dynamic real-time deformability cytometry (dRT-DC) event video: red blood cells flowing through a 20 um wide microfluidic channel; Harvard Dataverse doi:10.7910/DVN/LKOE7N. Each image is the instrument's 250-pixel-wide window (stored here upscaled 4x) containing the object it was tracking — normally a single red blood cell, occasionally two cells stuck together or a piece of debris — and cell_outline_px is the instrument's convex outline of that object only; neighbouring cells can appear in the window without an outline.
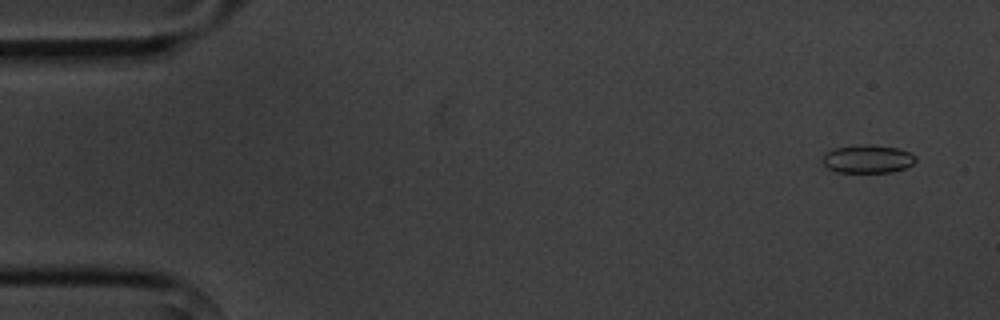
{"species": "common noctule bat (a hibernating species)", "species_latin": "Nyctalus noctula", "temperature_condition": "cold", "stored_images_in_passage": 7, "camera_frame_rate_fps": 3000, "um_per_image_px": 0.085, "animal": {"sex": "male", "body_mass_g": 20.1, "forearm_length_mm": 53.5}, "frame": {"image": 1, "passage_image": 1, "time_ms": 0.0, "image_size_px": [1000, 320], "cell_outline_px": [[916, 160], [912, 164], [904, 168], [892, 172], [836, 172], [828, 168], [820, 160], [824, 152], [832, 148], [864, 144], [872, 144], [896, 148], [908, 152], [916, 156]], "centroid_in_image_um": [73.69, 13.5], "position_along_channel_um": 11.3, "area_um2": 15.43}}
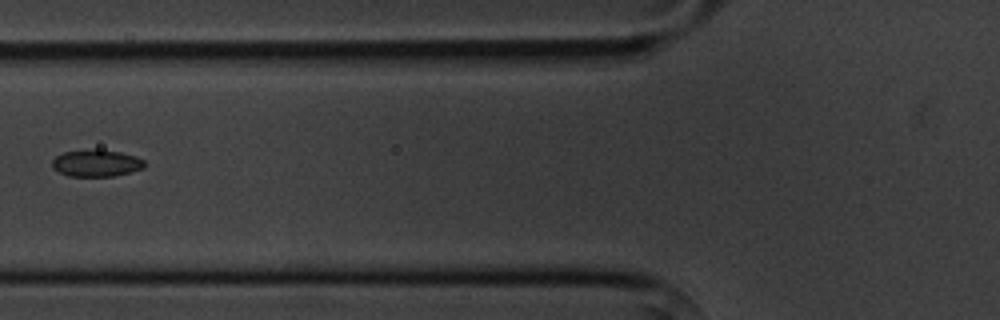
{"frame": {"image": 2, "passage_image": 6, "time_ms": 6.0, "image_size_px": [1000, 320], "cell_outline_px": [[144, 168], [116, 176], [68, 176], [52, 168], [52, 160], [56, 156], [64, 152], [120, 152], [136, 156], [144, 160]], "centroid_in_image_um": [8.2, 13.92], "position_along_channel_um": 117.6, "area_um2": 13.81}}
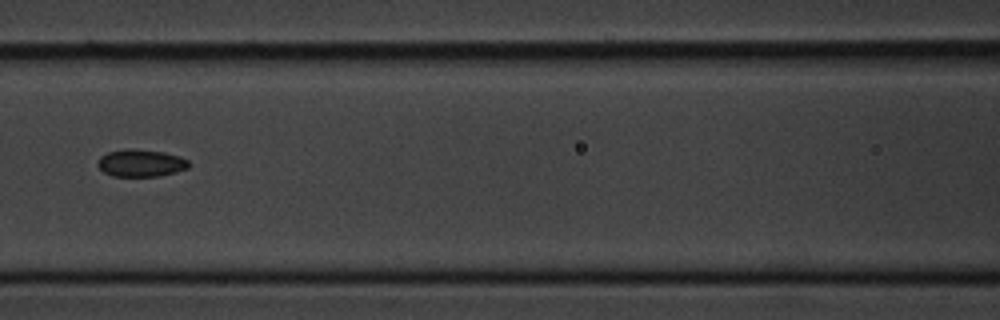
{"frame": {"image": 3, "passage_image": 7, "time_ms": 7.0, "image_size_px": [1000, 320], "cell_outline_px": [[188, 168], [176, 172], [160, 176], [112, 176], [104, 172], [96, 164], [100, 156], [108, 152], [124, 148], [132, 148], [164, 152], [180, 156], [188, 160]], "centroid_in_image_um": [11.96, 13.85], "position_along_channel_um": 154.6, "area_um2": 14.62}}